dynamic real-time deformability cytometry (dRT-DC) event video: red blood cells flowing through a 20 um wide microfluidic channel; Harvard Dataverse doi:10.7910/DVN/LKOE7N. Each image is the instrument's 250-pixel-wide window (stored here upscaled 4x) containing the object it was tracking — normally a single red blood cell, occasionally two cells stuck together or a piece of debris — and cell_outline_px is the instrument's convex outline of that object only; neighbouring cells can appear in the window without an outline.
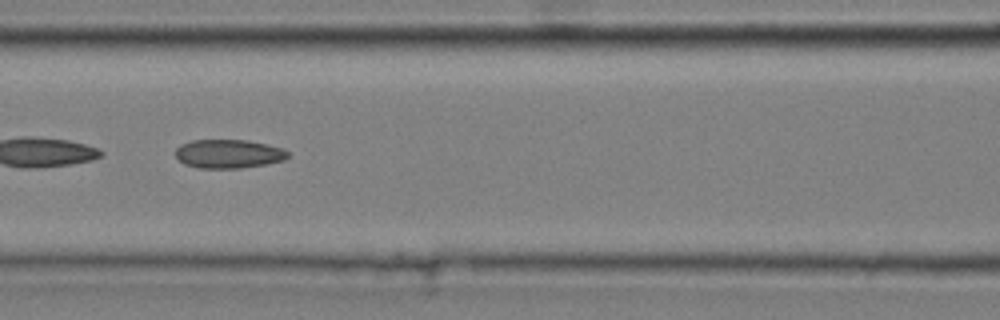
{"species": "common noctule bat (a hibernating species)", "species_latin": "Nyctalus noctula", "temperature_condition": "cold", "stored_images_in_passage": 52, "camera_frame_rate_fps": 3000, "um_per_image_px": 0.085, "animal": {"sex": "male", "body_mass_g": 20.4}, "frame": {"image": 1, "passage_image": 23, "time_ms": 7.333, "image_size_px": [1000, 320], "cell_outline_px": [[288, 156], [284, 160], [264, 164], [240, 168], [196, 168], [184, 164], [176, 156], [176, 148], [180, 144], [192, 140], [248, 140], [284, 148], [288, 152]], "centroid_in_image_um": [19.41, 13.07], "position_along_channel_um": 147.2, "area_um2": 18.84}}
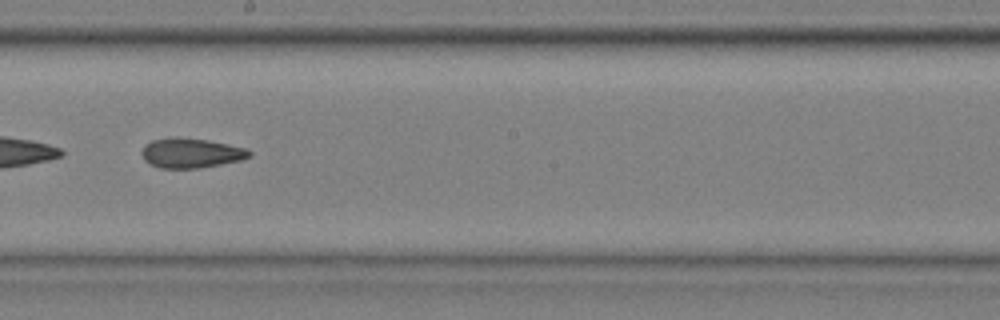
{"frame": {"image": 2, "passage_image": 30, "time_ms": 9.667, "image_size_px": [1000, 320], "cell_outline_px": [[252, 156], [240, 160], [200, 168], [160, 168], [148, 164], [144, 160], [140, 152], [144, 144], [152, 140], [168, 136], [176, 136], [208, 140], [248, 148], [252, 152]], "centroid_in_image_um": [16.2, 12.99], "position_along_channel_um": 232.0, "area_um2": 19.07}, "authors_computed_cell_mechanics": {"area_um2": 18.785, "velocity_mm_per_s": 3.6406, "shape_relaxation_time_tau1_ms": null, "shape_relaxation_time_tau2_ms": 3.4389, "deformation_change_tau1": null, "deformation_change_tau2": 0.1154}}